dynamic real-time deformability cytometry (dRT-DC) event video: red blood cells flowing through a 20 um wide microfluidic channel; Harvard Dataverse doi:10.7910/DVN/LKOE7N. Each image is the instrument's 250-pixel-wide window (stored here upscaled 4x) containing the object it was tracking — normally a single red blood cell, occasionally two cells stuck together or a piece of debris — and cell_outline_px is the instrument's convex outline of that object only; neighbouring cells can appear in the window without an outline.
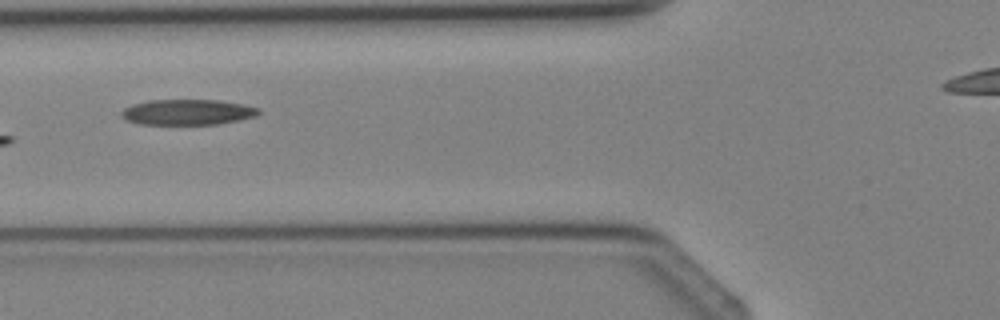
{"species": "Egyptian fruit bat (a non-hibernating species)", "species_latin": "Rousettus aegyptiacus", "temperature_condition": "cold", "stored_images_in_passage": 5, "camera_frame_rate_fps": 3000, "um_per_image_px": 0.085, "animal": {"sex": "female"}, "frame": {"image": 1, "passage_image": 4, "time_ms": 3.667, "image_size_px": [1000, 320], "cell_outline_px": [[260, 112], [256, 116], [240, 120], [216, 124], [140, 124], [124, 120], [120, 116], [120, 112], [124, 108], [132, 104], [148, 100], [220, 100], [244, 104], [260, 108]], "centroid_in_image_um": [15.92, 9.53], "position_along_channel_um": 109.9, "area_um2": 20.63}}